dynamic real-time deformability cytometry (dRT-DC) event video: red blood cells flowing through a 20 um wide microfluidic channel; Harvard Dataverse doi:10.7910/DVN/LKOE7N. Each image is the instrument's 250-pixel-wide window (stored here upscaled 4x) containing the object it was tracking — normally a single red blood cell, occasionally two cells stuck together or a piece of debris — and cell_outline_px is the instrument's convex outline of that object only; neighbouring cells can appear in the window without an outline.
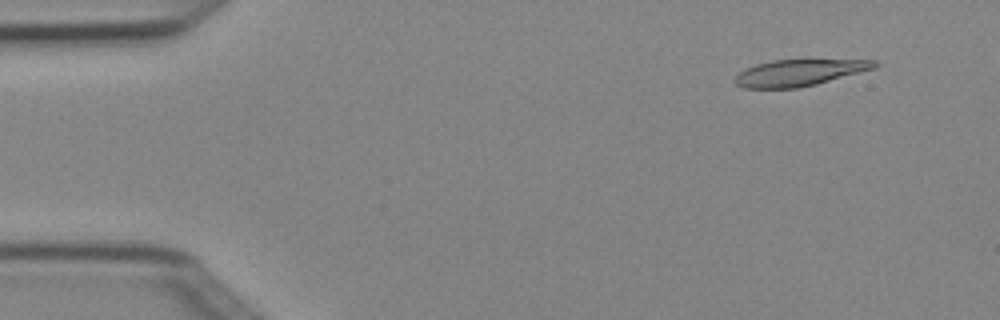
{"species": "Egyptian fruit bat (a non-hibernating species)", "species_latin": "Rousettus aegyptiacus", "temperature_condition": "cold", "stored_images_in_passage": 6, "camera_frame_rate_fps": 3000, "um_per_image_px": 0.085, "animal": {"sex": "female"}, "frame": {"image": 1, "passage_image": 2, "time_ms": 0.333, "image_size_px": [1000, 320], "cell_outline_px": [[880, 64], [876, 68], [816, 84], [796, 88], [744, 88], [736, 84], [732, 80], [740, 72], [756, 64], [772, 60], [876, 60]], "centroid_in_image_um": [67.94, 6.18], "position_along_channel_um": 17.1, "area_um2": 21.39}}
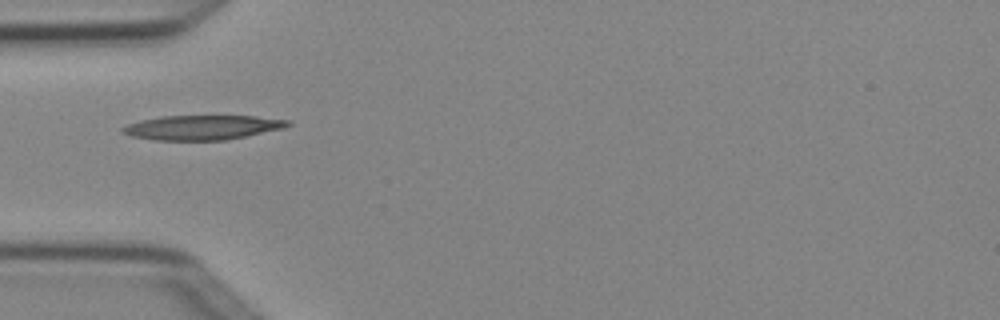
{"frame": {"image": 2, "passage_image": 5, "time_ms": 1.333, "image_size_px": [1000, 320], "cell_outline_px": [[292, 124], [284, 128], [228, 140], [156, 140], [132, 136], [120, 132], [120, 128], [128, 124], [140, 120], [160, 116], [256, 116], [292, 120]], "centroid_in_image_um": [17.22, 10.83], "position_along_channel_um": 67.8, "area_um2": 23.81}}
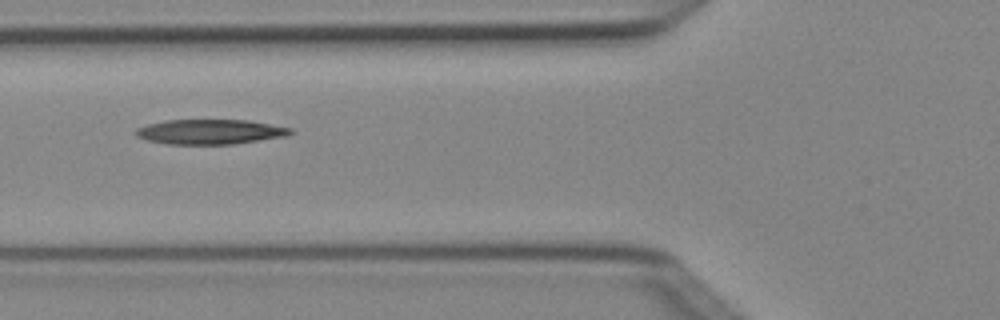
{"frame": {"image": 3, "passage_image": 6, "time_ms": 1.667, "image_size_px": [1000, 320], "cell_outline_px": [[296, 132], [288, 136], [232, 144], [168, 144], [148, 140], [136, 136], [132, 132], [136, 128], [148, 124], [164, 120], [248, 120], [292, 128]], "centroid_in_image_um": [17.87, 11.2], "position_along_channel_um": 107.9, "area_um2": 22.54}}